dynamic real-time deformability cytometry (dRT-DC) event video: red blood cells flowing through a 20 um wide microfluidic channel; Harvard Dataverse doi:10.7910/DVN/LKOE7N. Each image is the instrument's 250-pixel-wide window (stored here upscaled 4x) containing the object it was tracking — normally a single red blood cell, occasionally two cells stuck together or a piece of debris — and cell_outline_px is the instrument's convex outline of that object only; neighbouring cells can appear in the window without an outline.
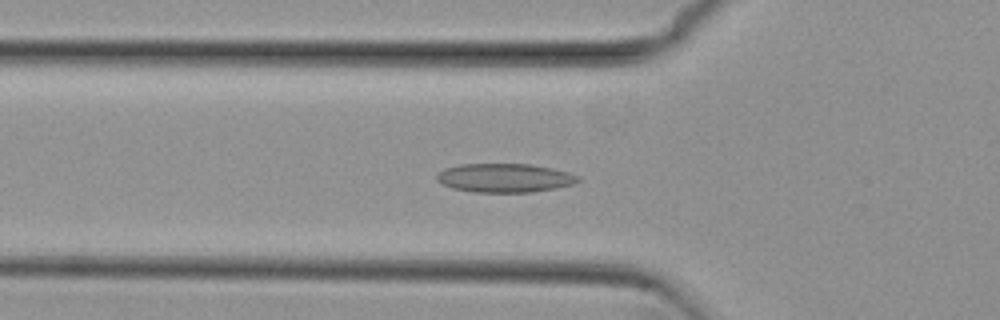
{"species": "common noctule bat (a hibernating species)", "species_latin": "Nyctalus noctula", "temperature_condition": "cold", "stored_images_in_passage": 49, "camera_frame_rate_fps": 3000, "um_per_image_px": 0.085, "animal": {"sex": "female", "body_mass_g": 29.2, "forearm_length_mm": 56.3}, "frame": {"image": 1, "passage_image": 17, "time_ms": 5.333, "image_size_px": [1000, 320], "cell_outline_px": [[580, 180], [576, 184], [556, 188], [532, 192], [476, 192], [452, 188], [436, 180], [436, 176], [444, 168], [460, 164], [532, 164], [552, 168], [568, 172], [580, 176]], "centroid_in_image_um": [42.94, 15.12], "position_along_channel_um": 82.9, "area_um2": 23.81}}
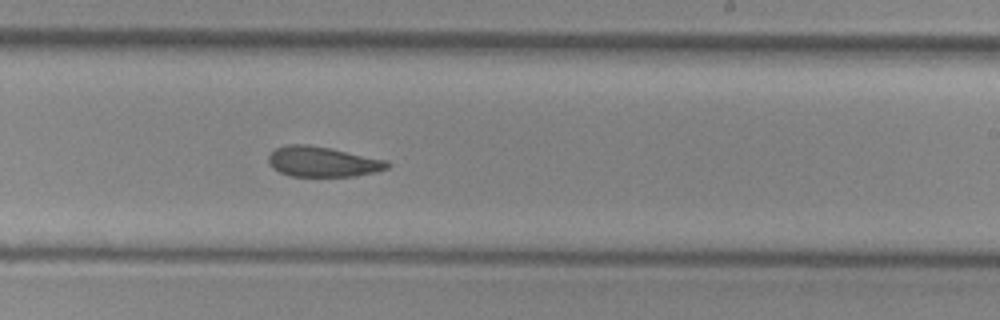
{"frame": {"image": 2, "passage_image": 31, "time_ms": 10.0, "image_size_px": [1000, 320], "cell_outline_px": [[392, 164], [388, 168], [376, 172], [356, 176], [288, 176], [272, 168], [268, 164], [268, 156], [276, 148], [288, 144], [308, 144], [332, 148], [388, 160]], "centroid_in_image_um": [27.44, 13.74], "position_along_channel_um": 261.6, "area_um2": 21.27}}
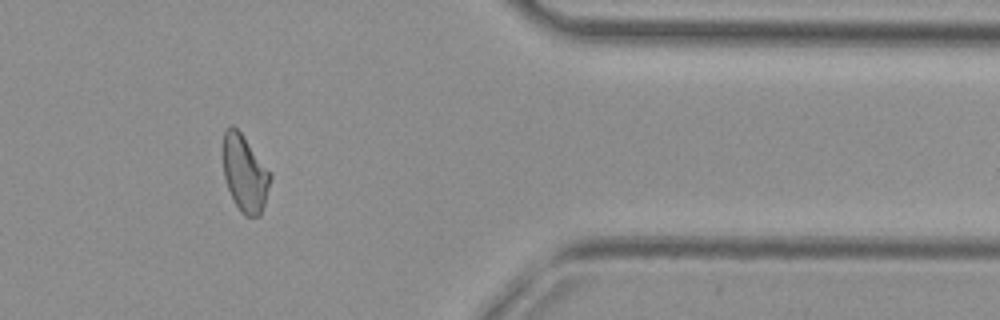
{"frame": {"image": 3, "passage_image": 43, "time_ms": 14.0, "image_size_px": [1000, 320], "cell_outline_px": [[272, 176], [264, 204], [260, 216], [244, 216], [240, 212], [228, 188], [224, 176], [224, 132], [232, 124], [240, 132], [272, 172]], "centroid_in_image_um": [20.84, 14.76], "position_along_channel_um": 390.6, "area_um2": 20.87}}